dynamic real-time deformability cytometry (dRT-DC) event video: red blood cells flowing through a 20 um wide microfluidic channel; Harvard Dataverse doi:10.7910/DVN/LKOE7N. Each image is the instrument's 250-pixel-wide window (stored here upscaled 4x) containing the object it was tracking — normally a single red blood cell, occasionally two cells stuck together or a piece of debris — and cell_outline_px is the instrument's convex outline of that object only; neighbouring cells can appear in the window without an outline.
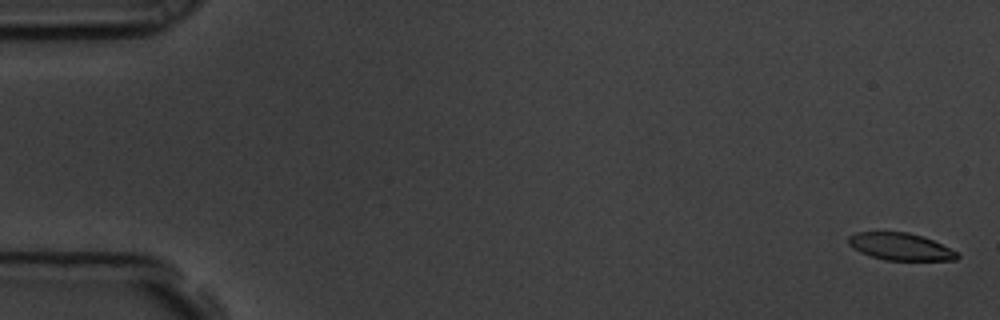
{"species": "common noctule bat (a hibernating species)", "species_latin": "Nyctalus noctula", "temperature_condition": "room temperature", "stored_images_in_passage": 59, "camera_frame_rate_fps": 3000, "um_per_image_px": 0.085, "animal": {"sex": "male", "body_mass_g": 19.5, "forearm_length_mm": 54.6}, "frame": {"image": 1, "passage_image": 2, "time_ms": 0.333, "image_size_px": [1000, 320], "cell_outline_px": [[960, 256], [956, 260], [884, 260], [860, 252], [848, 244], [848, 236], [856, 232], [908, 232], [924, 236], [956, 252]], "centroid_in_image_um": [76.51, 20.96], "position_along_channel_um": 8.5, "area_um2": 17.11}}
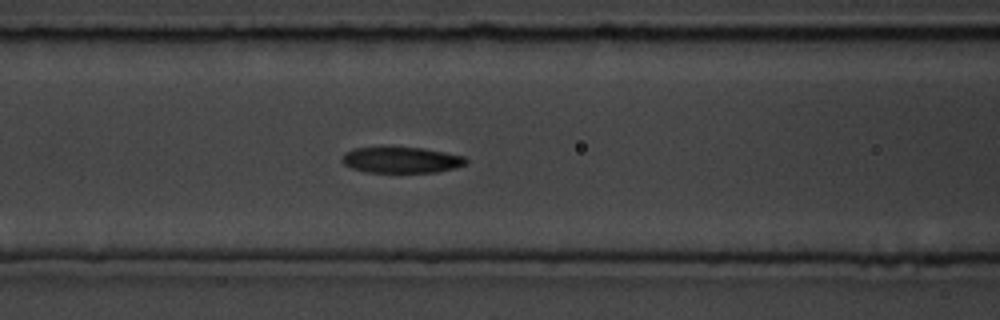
{"frame": {"image": 2, "passage_image": 25, "time_ms": 8.0, "image_size_px": [1000, 320], "cell_outline_px": [[468, 160], [464, 164], [456, 168], [436, 172], [368, 172], [352, 168], [344, 164], [340, 160], [344, 152], [352, 148], [424, 148], [464, 156]], "centroid_in_image_um": [34.1, 13.6], "position_along_channel_um": 132.5, "area_um2": 18.61}}
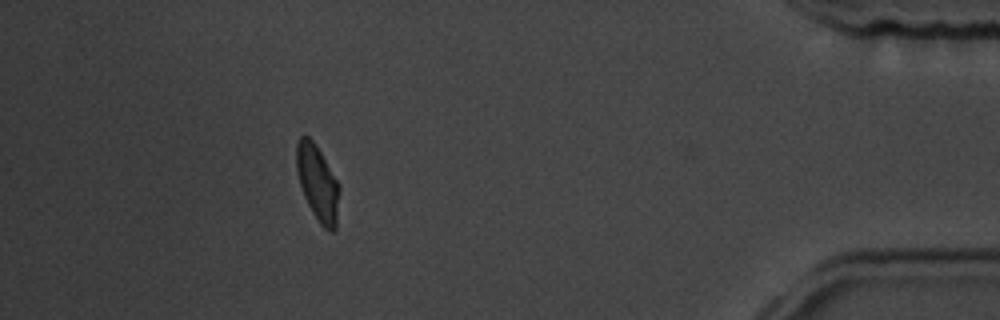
{"frame": {"image": 3, "passage_image": 53, "time_ms": 17.333, "image_size_px": [1000, 320], "cell_outline_px": [[340, 188], [336, 228], [332, 232], [328, 232], [320, 224], [312, 212], [304, 196], [296, 172], [296, 144], [300, 136], [308, 136], [312, 140], [320, 152], [340, 184]], "centroid_in_image_um": [27.0, 15.58], "position_along_channel_um": 408.2, "area_um2": 18.96}, "authors_computed_cell_mechanics": {"area_um2": 19.1318, "velocity_mm_per_s": 3.5345, "shape_relaxation_time_tau1_ms": 3.8287, "shape_relaxation_time_tau2_ms": 3.4496, "deformation_change_tau1": 0.1385, "deformation_change_tau2": 0.0979}}